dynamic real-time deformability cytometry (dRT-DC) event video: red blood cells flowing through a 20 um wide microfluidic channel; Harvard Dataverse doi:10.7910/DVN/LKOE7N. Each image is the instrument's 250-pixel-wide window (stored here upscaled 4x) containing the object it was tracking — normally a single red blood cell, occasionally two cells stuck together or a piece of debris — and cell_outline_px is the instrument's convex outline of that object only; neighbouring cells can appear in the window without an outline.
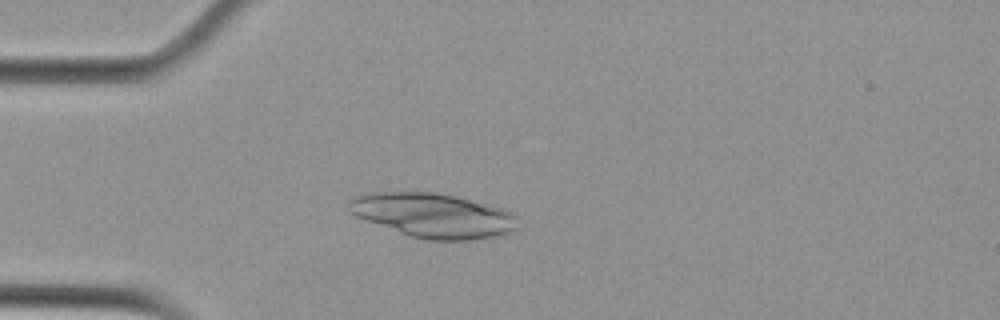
{"species": "Egyptian fruit bat (a non-hibernating species)", "species_latin": "Rousettus aegyptiacus", "temperature_condition": "cold", "stored_images_in_passage": 41, "camera_frame_rate_fps": 3000, "um_per_image_px": 0.085, "animal": {"sex": "female"}, "frame": {"image": 1, "passage_image": 1, "time_ms": 0.0, "image_size_px": [1000, 320], "cell_outline_px": [[520, 216], [516, 228], [500, 236], [468, 240], [428, 240], [412, 236], [356, 216], [348, 212], [348, 200], [352, 196], [368, 192], [436, 192], [456, 196], [500, 208], [512, 212]], "centroid_in_image_um": [36.82, 18.29], "position_along_channel_um": 48.2, "area_um2": 43.64}}
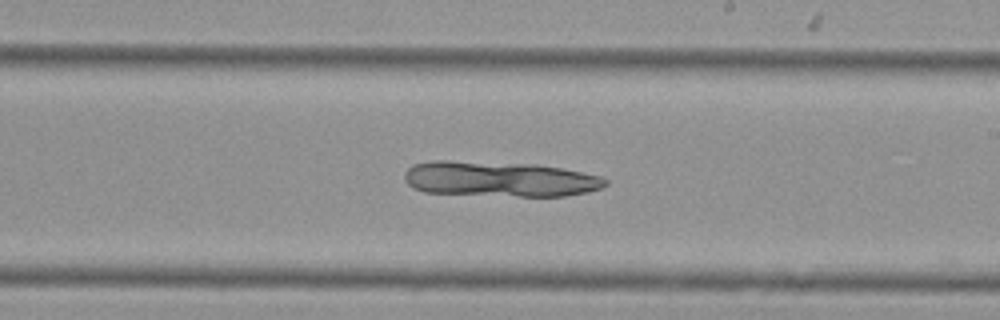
{"frame": {"image": 2, "passage_image": 18, "time_ms": 5.667, "image_size_px": [1000, 320], "cell_outline_px": [[608, 184], [600, 188], [588, 192], [564, 196], [520, 196], [424, 192], [412, 188], [404, 180], [404, 172], [412, 164], [432, 160], [448, 160], [536, 164], [560, 168], [600, 176], [608, 180]], "centroid_in_image_um": [42.42, 15.21], "position_along_channel_um": 246.6, "area_um2": 41.44}}
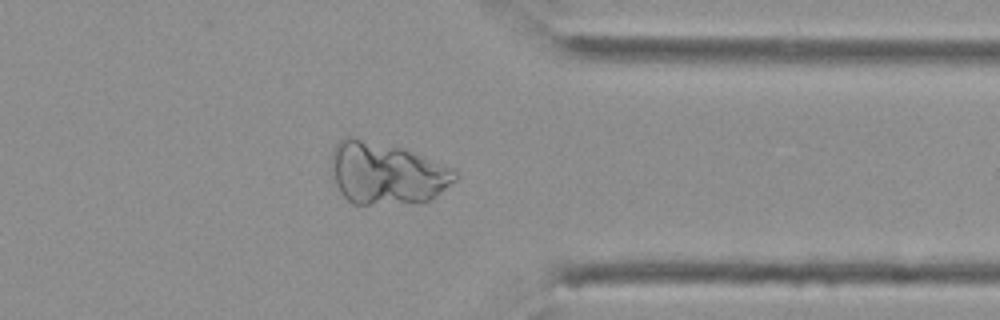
{"frame": {"image": 3, "passage_image": 29, "time_ms": 9.333, "image_size_px": [1000, 320], "cell_outline_px": [[460, 176], [456, 180], [432, 200], [424, 204], [352, 204], [340, 192], [328, 168], [332, 148], [344, 136], [352, 136], [400, 148], [456, 168]], "centroid_in_image_um": [32.85, 14.76], "position_along_channel_um": 378.5, "area_um2": 45.78}}